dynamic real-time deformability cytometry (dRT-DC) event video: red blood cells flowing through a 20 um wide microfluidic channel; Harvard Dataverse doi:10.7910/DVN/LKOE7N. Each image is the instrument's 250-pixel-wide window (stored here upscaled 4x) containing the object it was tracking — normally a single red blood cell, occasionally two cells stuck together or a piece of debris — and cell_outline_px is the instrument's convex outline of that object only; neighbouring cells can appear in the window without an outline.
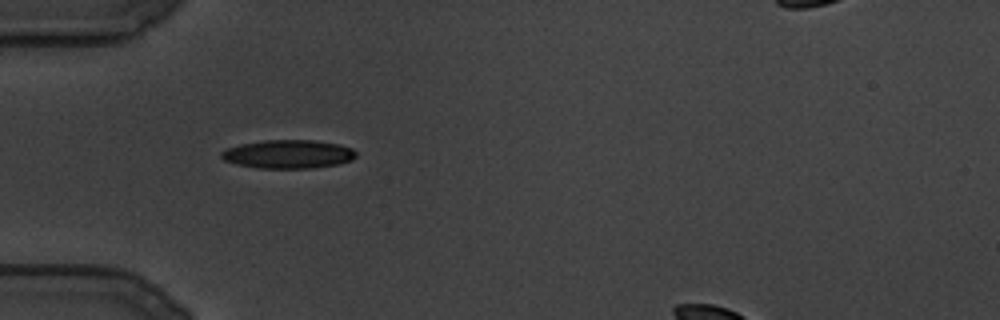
{"species": "common noctule bat (a hibernating species)", "species_latin": "Nyctalus noctula", "temperature_condition": "cold", "stored_images_in_passage": 79, "camera_frame_rate_fps": 3000, "um_per_image_px": 0.085, "animal": {"sex": "male", "body_mass_g": 19.5, "forearm_length_mm": 54.6}, "frame": {"image": 1, "passage_image": 1, "time_ms": 0.0, "image_size_px": [1000, 320], "cell_outline_px": [[356, 156], [352, 160], [336, 164], [312, 168], [256, 168], [236, 164], [224, 160], [220, 156], [220, 152], [224, 148], [240, 144], [264, 140], [316, 140], [340, 144], [352, 148], [356, 152]], "centroid_in_image_um": [24.47, 13.09], "position_along_channel_um": 60.5, "area_um2": 22.6}}
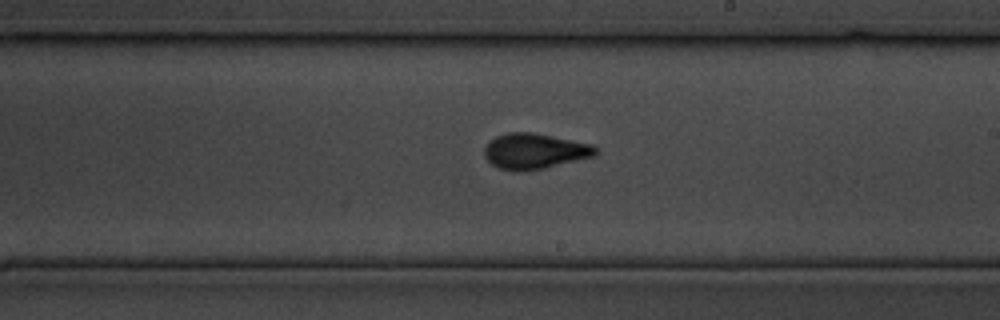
{"frame": {"image": 2, "passage_image": 34, "time_ms": 11.0, "image_size_px": [1000, 320], "cell_outline_px": [[600, 152], [596, 156], [544, 168], [500, 168], [492, 164], [484, 156], [484, 148], [496, 136], [508, 132], [532, 132], [592, 144], [600, 148]], "centroid_in_image_um": [45.53, 12.81], "position_along_channel_um": 243.5, "area_um2": 22.48}}
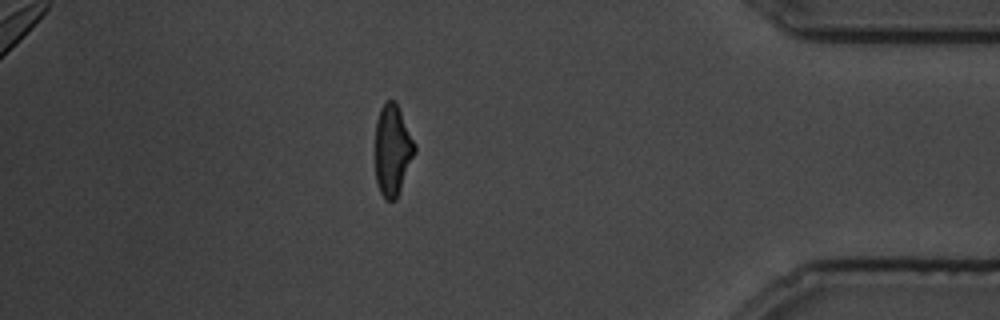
{"frame": {"image": 3, "passage_image": 68, "time_ms": 22.333, "image_size_px": [1000, 320], "cell_outline_px": [[416, 152], [396, 200], [384, 200], [380, 192], [376, 180], [376, 120], [380, 108], [388, 100], [392, 100], [396, 104], [416, 144]], "centroid_in_image_um": [33.37, 12.8], "position_along_channel_um": 401.8, "area_um2": 20.75}}